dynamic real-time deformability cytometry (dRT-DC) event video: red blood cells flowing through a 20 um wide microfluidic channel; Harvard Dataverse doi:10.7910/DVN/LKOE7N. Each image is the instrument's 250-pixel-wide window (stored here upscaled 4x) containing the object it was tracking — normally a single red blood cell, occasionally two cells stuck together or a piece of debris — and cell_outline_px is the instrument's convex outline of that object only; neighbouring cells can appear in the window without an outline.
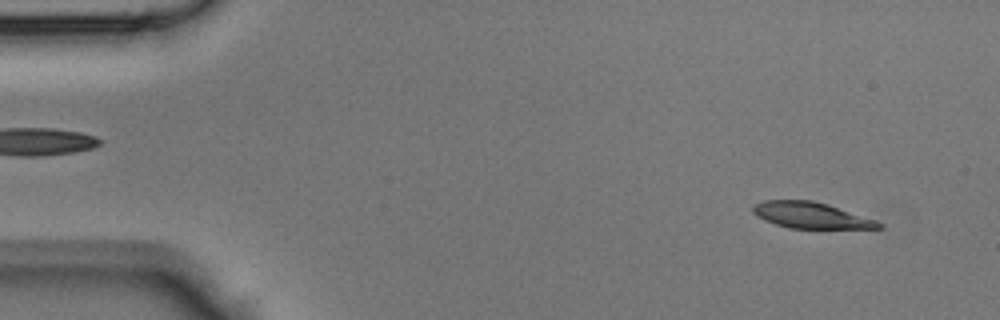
{"species": "Egyptian fruit bat (a non-hibernating species)", "species_latin": "Rousettus aegyptiacus", "temperature_condition": "room temperature", "stored_images_in_passage": 40, "camera_frame_rate_fps": 3000, "um_per_image_px": 0.085, "animal": {"sex": "male"}, "frame": {"image": 1, "passage_image": 1, "time_ms": 0.0, "image_size_px": [1000, 320], "cell_outline_px": [[884, 228], [788, 228], [764, 220], [756, 216], [752, 212], [752, 208], [756, 204], [764, 200], [812, 200], [828, 204], [876, 220], [884, 224]], "centroid_in_image_um": [68.93, 18.3], "position_along_channel_um": 16.1, "area_um2": 19.07}}
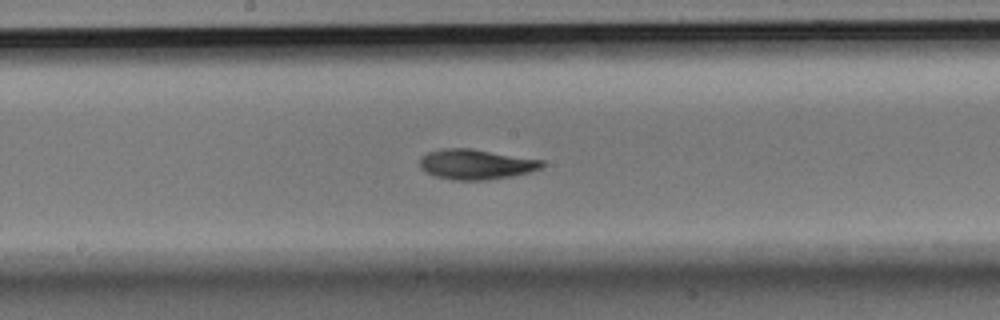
{"frame": {"image": 2, "passage_image": 20, "time_ms": 6.333, "image_size_px": [1000, 320], "cell_outline_px": [[544, 164], [540, 168], [528, 172], [512, 176], [488, 180], [452, 180], [436, 176], [424, 172], [420, 168], [420, 156], [428, 152], [440, 148], [472, 148], [544, 160]], "centroid_in_image_um": [40.42, 13.96], "position_along_channel_um": 207.8, "area_um2": 21.68}}
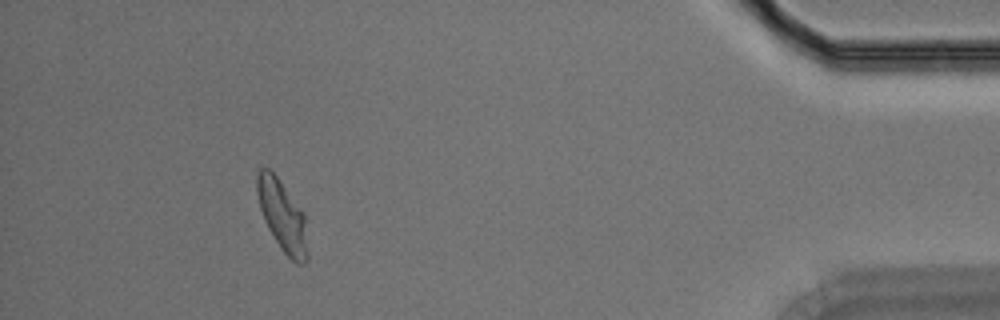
{"frame": {"image": 3, "passage_image": 37, "time_ms": 12.0, "image_size_px": [1000, 320], "cell_outline_px": [[308, 260], [304, 264], [296, 264], [280, 248], [268, 228], [264, 220], [260, 208], [256, 192], [256, 176], [260, 168], [268, 168], [276, 176], [304, 212], [308, 252]], "centroid_in_image_um": [24.0, 18.37], "position_along_channel_um": 411.2, "area_um2": 20.92}}